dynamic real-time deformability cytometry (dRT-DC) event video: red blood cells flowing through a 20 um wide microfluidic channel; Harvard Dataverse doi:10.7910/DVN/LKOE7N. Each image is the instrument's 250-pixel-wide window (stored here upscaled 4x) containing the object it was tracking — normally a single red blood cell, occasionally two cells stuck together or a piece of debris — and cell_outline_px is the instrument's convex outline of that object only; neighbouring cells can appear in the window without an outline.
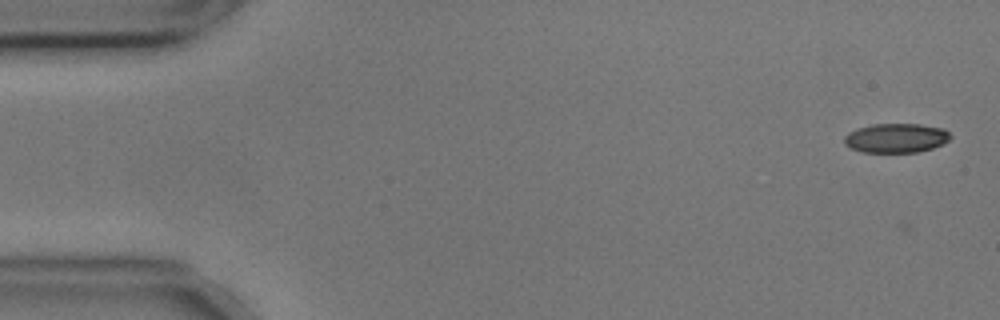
{"species": "common noctule bat (a hibernating species)", "species_latin": "Nyctalus noctula", "temperature_condition": "cold", "stored_images_in_passage": 48, "camera_frame_rate_fps": 3000, "um_per_image_px": 0.085, "animal": {"sex": "male", "body_mass_g": 17.9, "forearm_length_mm": 54.2}, "frame": {"image": 1, "passage_image": 3, "time_ms": 0.667, "image_size_px": [1000, 320], "cell_outline_px": [[952, 136], [944, 144], [932, 148], [916, 152], [864, 152], [848, 148], [844, 144], [844, 136], [848, 132], [856, 128], [872, 124], [920, 124], [944, 128]], "centroid_in_image_um": [76.14, 11.73], "position_along_channel_um": 8.9, "area_um2": 18.32}}
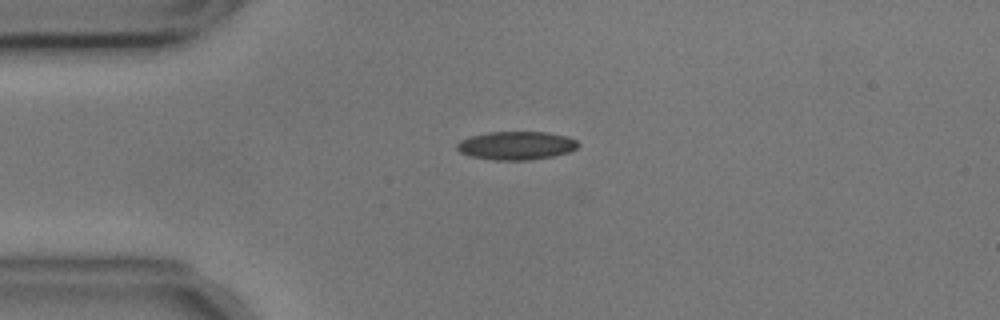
{"frame": {"image": 2, "passage_image": 14, "time_ms": 4.333, "image_size_px": [1000, 320], "cell_outline_px": [[580, 144], [576, 148], [568, 152], [552, 156], [532, 160], [496, 160], [472, 156], [460, 152], [456, 148], [456, 144], [460, 140], [472, 136], [488, 132], [548, 132], [568, 136], [576, 140]], "centroid_in_image_um": [43.9, 12.36], "position_along_channel_um": 41.1, "area_um2": 20.0}}
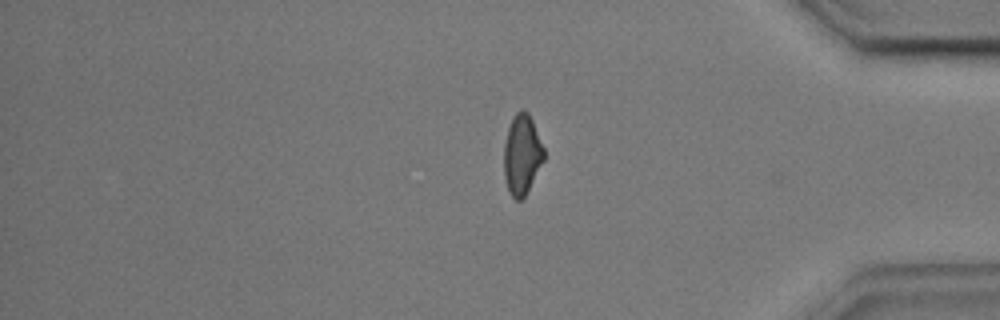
{"frame": {"image": 3, "passage_image": 47, "time_ms": 15.333, "image_size_px": [1000, 320], "cell_outline_px": [[544, 160], [524, 196], [520, 200], [516, 200], [508, 192], [504, 176], [504, 144], [508, 128], [512, 116], [520, 108], [524, 108], [528, 112], [532, 120], [544, 148]], "centroid_in_image_um": [44.35, 13.1], "position_along_channel_um": 390.9, "area_um2": 18.67}, "authors_computed_cell_mechanics": {"area_um2": 19.5075, "velocity_mm_per_s": 3.5823, "shape_relaxation_time_tau1_ms": 4.5675, "shape_relaxation_time_tau2_ms": 1.9814, "deformation_change_tau1": 0.1161, "deformation_change_tau2": 0.0697}}